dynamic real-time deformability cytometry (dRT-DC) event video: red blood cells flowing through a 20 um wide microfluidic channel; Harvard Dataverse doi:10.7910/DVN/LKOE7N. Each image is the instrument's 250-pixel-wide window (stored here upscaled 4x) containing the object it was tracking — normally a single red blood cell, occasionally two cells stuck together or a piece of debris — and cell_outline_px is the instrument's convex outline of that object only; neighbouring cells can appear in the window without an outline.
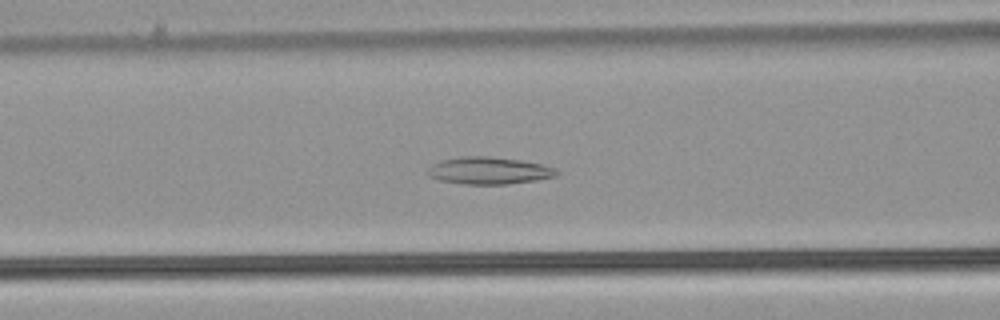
{"species": "common noctule bat (a hibernating species)", "species_latin": "Nyctalus noctula", "temperature_condition": "warm", "stored_images_in_passage": 37, "camera_frame_rate_fps": 3000, "um_per_image_px": 0.085, "animal": {"sex": "male", "body_mass_g": 21.5, "forearm_length_mm": 52.0}, "frame": {"image": 1, "passage_image": 7, "time_ms": 2.0, "image_size_px": [1000, 320], "cell_outline_px": [[560, 172], [556, 176], [536, 180], [508, 184], [464, 184], [436, 180], [428, 176], [428, 168], [432, 164], [440, 160], [460, 156], [488, 156], [520, 160], [540, 164], [556, 168]], "centroid_in_image_um": [41.53, 14.5], "position_along_channel_um": 125.1, "area_um2": 20.58}}
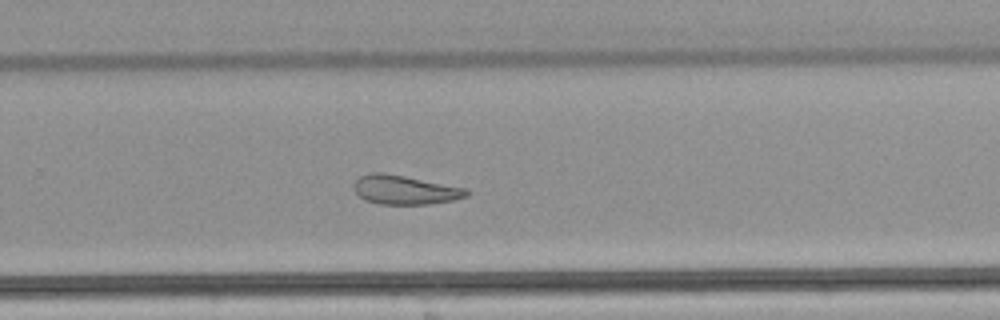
{"frame": {"image": 2, "passage_image": 20, "time_ms": 6.333, "image_size_px": [1000, 320], "cell_outline_px": [[468, 196], [452, 200], [428, 204], [380, 204], [364, 200], [352, 188], [352, 184], [360, 176], [368, 172], [380, 172], [404, 176], [468, 188]], "centroid_in_image_um": [34.38, 16.13], "position_along_channel_um": 295.4, "area_um2": 19.13}}
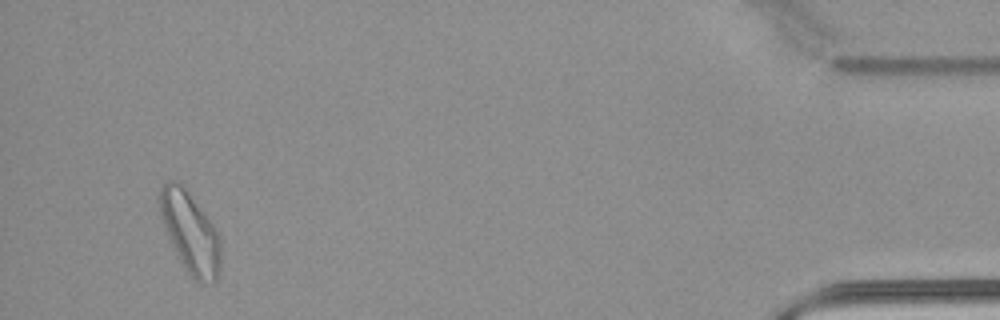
{"frame": {"image": 3, "passage_image": 35, "time_ms": 11.333, "image_size_px": [1000, 320], "cell_outline_px": [[220, 268], [216, 280], [212, 284], [200, 284], [184, 268], [168, 236], [160, 216], [160, 188], [168, 180], [176, 180], [184, 188], [212, 224], [220, 236]], "centroid_in_image_um": [16.18, 19.81], "position_along_channel_um": 419.0, "area_um2": 28.15}, "authors_computed_cell_mechanics": {"area_um2": 20.5768, "velocity_mm_per_s": 3.9417, "shape_relaxation_time_tau1_ms": null, "shape_relaxation_time_tau2_ms": 9.1716, "deformation_change_tau1": null, "deformation_change_tau2": 0.2074}}